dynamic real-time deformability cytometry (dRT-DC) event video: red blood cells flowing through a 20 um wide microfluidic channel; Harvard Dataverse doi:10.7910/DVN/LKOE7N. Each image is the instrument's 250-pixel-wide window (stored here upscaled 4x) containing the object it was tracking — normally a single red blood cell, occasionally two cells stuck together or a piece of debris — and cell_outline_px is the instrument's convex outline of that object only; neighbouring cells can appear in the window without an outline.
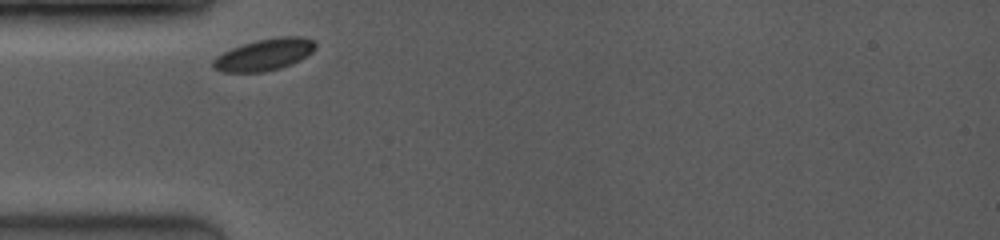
{"species": "common noctule bat (a hibernating species)", "species_latin": "Nyctalus noctula", "temperature_condition": "room temperature", "stored_images_in_passage": 18, "camera_frame_rate_fps": 3500, "um_per_image_px": 0.085, "animal": {"sex": "female", "body_mass_g": 19.0, "forearm_length_mm": 53.3}, "frame": {"image": 1, "passage_image": 1, "time_ms": 0.0, "image_size_px": [1000, 240], "cell_outline_px": [[316, 48], [312, 52], [300, 60], [292, 64], [280, 68], [264, 72], [220, 72], [212, 68], [212, 60], [216, 56], [232, 48], [256, 40], [280, 36], [300, 36], [316, 40]], "centroid_in_image_um": [22.48, 4.64], "position_along_channel_um": 62.5, "area_um2": 19.13}}
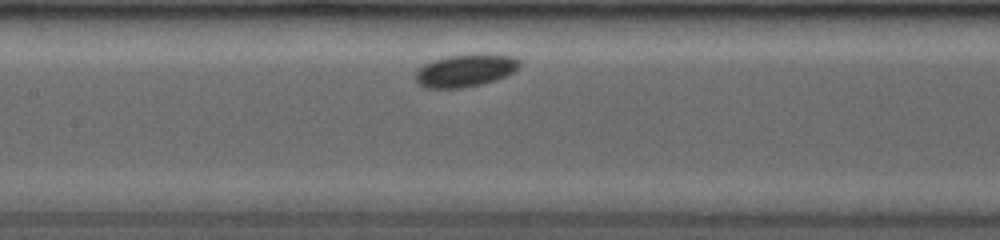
{"frame": {"image": 2, "passage_image": 7, "time_ms": 2.857, "image_size_px": [1000, 240], "cell_outline_px": [[520, 64], [516, 72], [496, 80], [464, 88], [424, 88], [416, 80], [416, 72], [424, 64], [432, 60], [448, 56], [472, 52], [484, 52], [512, 56], [520, 60]], "centroid_in_image_um": [39.61, 5.96], "position_along_channel_um": 167.8, "area_um2": 20.29}}
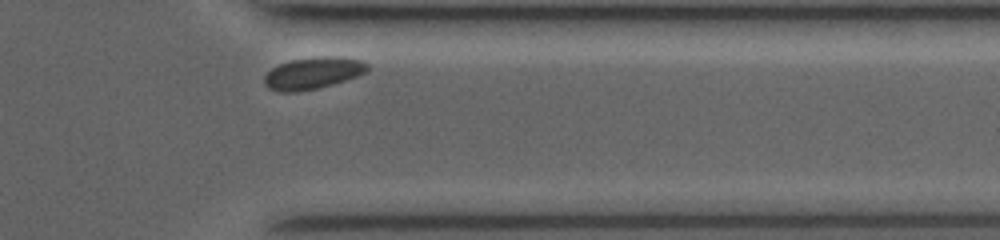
{"frame": {"image": 3, "passage_image": 17, "time_ms": 8.571, "image_size_px": [1000, 240], "cell_outline_px": [[368, 72], [332, 84], [316, 88], [296, 92], [280, 92], [268, 88], [264, 84], [264, 76], [272, 68], [280, 64], [292, 60], [320, 56], [336, 56], [360, 60], [368, 64]], "centroid_in_image_um": [26.59, 6.21], "position_along_channel_um": 384.8, "area_um2": 18.96}}